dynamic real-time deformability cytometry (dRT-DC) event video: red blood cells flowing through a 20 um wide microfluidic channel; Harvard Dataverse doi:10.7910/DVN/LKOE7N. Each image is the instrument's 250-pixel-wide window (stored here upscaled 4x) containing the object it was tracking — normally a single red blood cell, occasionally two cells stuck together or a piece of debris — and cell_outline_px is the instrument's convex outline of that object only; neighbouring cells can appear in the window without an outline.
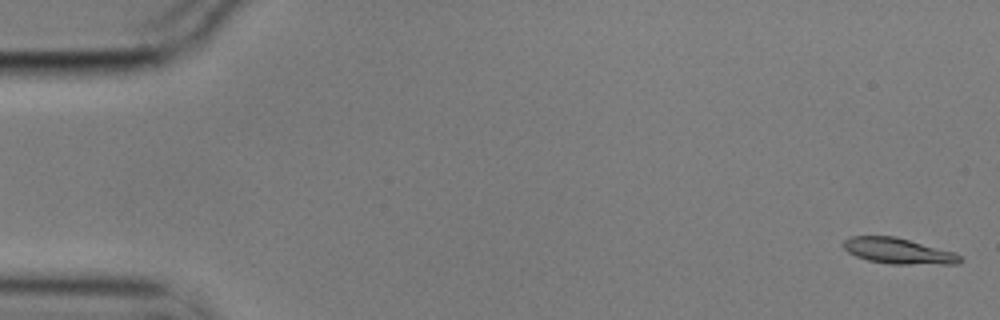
{"species": "common noctule bat (a hibernating species)", "species_latin": "Nyctalus noctula", "temperature_condition": "cold", "stored_images_in_passage": 5, "camera_frame_rate_fps": 3000, "um_per_image_px": 0.085, "animal": {"sex": "male", "body_mass_g": 17.9}, "frame": {"image": 1, "passage_image": 1, "time_ms": 0.0, "image_size_px": [1000, 320], "cell_outline_px": [[964, 260], [956, 264], [888, 264], [868, 260], [856, 256], [848, 252], [840, 244], [844, 240], [852, 236], [896, 236], [956, 252]], "centroid_in_image_um": [76.37, 21.33], "position_along_channel_um": 8.6, "area_um2": 17.74}}
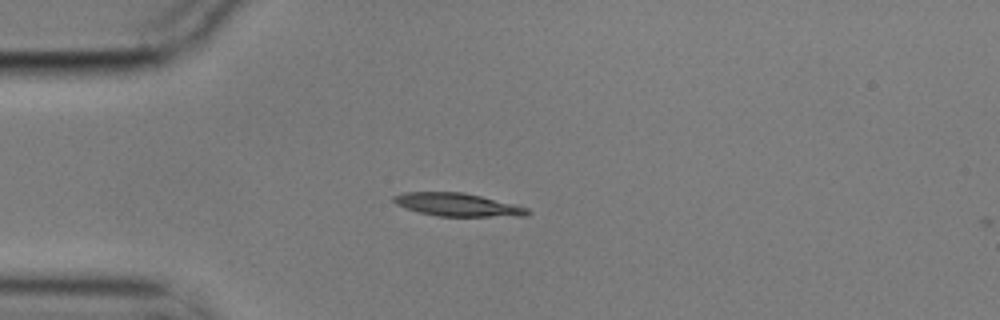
{"frame": {"image": 2, "passage_image": 4, "time_ms": 1.0, "image_size_px": [1000, 320], "cell_outline_px": [[532, 212], [528, 216], [440, 216], [420, 212], [396, 204], [392, 200], [392, 196], [404, 192], [464, 192], [528, 208]], "centroid_in_image_um": [38.9, 17.4], "position_along_channel_um": 46.1, "area_um2": 17.74}}